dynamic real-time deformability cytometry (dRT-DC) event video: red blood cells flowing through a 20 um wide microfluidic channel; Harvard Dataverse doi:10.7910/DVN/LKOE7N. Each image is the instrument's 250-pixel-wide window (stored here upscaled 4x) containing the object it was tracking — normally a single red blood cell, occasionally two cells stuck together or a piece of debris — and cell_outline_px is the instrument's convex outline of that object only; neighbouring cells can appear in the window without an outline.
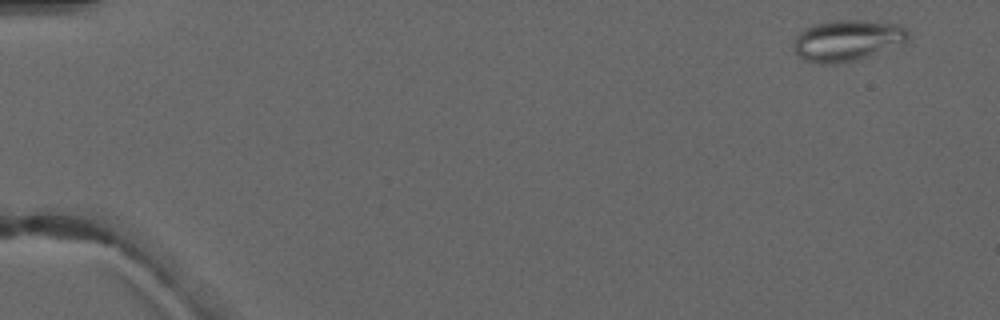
{"species": "common noctule bat (a hibernating species)", "species_latin": "Nyctalus noctula", "temperature_condition": "warm", "stored_images_in_passage": 4, "camera_frame_rate_fps": 3000, "um_per_image_px": 0.085, "animal": {"sex": "male", "forearm_length_mm": 52.5}, "frame": {"image": 1, "passage_image": 1, "time_ms": 0.0, "image_size_px": [1000, 320], "cell_outline_px": [[908, 40], [868, 56], [856, 60], [832, 64], [820, 64], [804, 60], [796, 56], [792, 48], [792, 44], [796, 36], [804, 28], [812, 24], [836, 20], [864, 20], [900, 24], [908, 32]], "centroid_in_image_um": [71.93, 3.43], "position_along_channel_um": 13.1, "area_um2": 27.51}}